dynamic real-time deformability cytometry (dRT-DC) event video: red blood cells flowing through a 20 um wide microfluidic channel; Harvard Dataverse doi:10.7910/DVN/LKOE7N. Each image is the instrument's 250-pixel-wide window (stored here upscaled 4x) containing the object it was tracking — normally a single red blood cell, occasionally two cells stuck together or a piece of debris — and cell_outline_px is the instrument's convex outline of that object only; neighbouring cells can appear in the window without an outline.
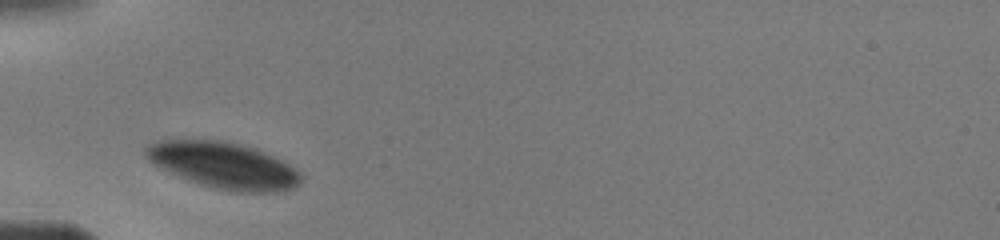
{"species": "human", "species_latin": "Homo sapiens", "temperature_condition": "warm", "stored_images_in_passage": 19, "camera_frame_rate_fps": 3000, "um_per_image_px": 0.085, "donor": {"sex": "male"}, "frame": {"image": 1, "passage_image": 1, "time_ms": 0.0, "image_size_px": [1000, 240], "cell_outline_px": [[304, 176], [300, 184], [292, 188], [280, 192], [232, 192], [212, 188], [188, 180], [160, 168], [148, 160], [144, 152], [152, 144], [164, 140], [224, 140], [256, 148], [288, 164], [300, 172]], "centroid_in_image_um": [19.05, 14.08], "position_along_channel_um": 65.9, "area_um2": 41.79}}
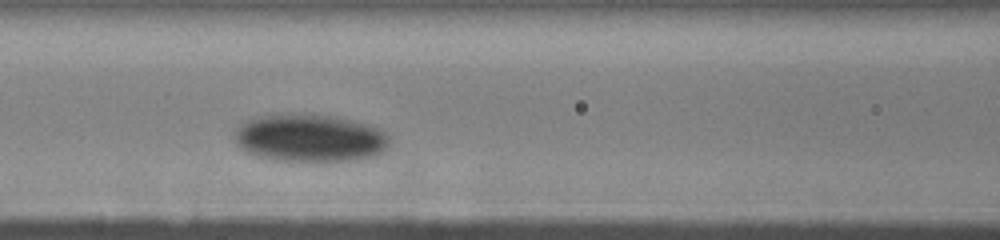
{"frame": {"image": 2, "passage_image": 10, "time_ms": 2.0, "image_size_px": [1000, 240], "cell_outline_px": [[388, 144], [380, 152], [372, 156], [352, 160], [320, 164], [276, 160], [260, 156], [248, 152], [240, 148], [236, 144], [232, 136], [240, 120], [252, 116], [272, 112], [304, 112], [336, 116], [368, 124], [384, 132], [388, 136]], "centroid_in_image_um": [26.21, 11.7], "position_along_channel_um": 140.4, "area_um2": 45.03}}
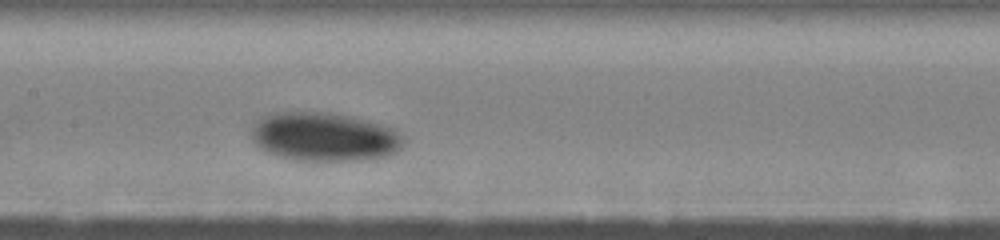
{"frame": {"image": 3, "passage_image": 16, "time_ms": 3.0, "image_size_px": [1000, 240], "cell_outline_px": [[404, 140], [400, 148], [396, 152], [388, 156], [364, 160], [292, 160], [268, 152], [260, 148], [252, 140], [252, 124], [256, 120], [264, 116], [276, 112], [328, 112], [368, 120], [392, 128], [400, 132]], "centroid_in_image_um": [27.56, 11.63], "position_along_channel_um": 179.8, "area_um2": 43.29}}